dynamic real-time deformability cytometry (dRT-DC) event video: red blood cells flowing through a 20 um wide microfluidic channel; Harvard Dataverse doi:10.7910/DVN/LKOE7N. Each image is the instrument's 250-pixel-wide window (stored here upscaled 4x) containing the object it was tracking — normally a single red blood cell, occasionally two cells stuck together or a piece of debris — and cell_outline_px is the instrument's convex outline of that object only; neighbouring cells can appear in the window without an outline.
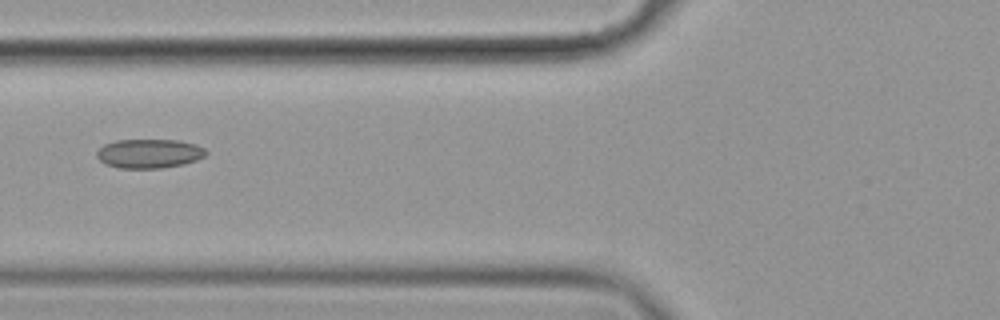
{"species": "common noctule bat (a hibernating species)", "species_latin": "Nyctalus noctula", "temperature_condition": "cold", "stored_images_in_passage": 6, "camera_frame_rate_fps": 3000, "um_per_image_px": 0.085, "animal": {"sex": "female", "body_mass_g": 19.9}, "frame": {"image": 1, "passage_image": 5, "time_ms": 1.333, "image_size_px": [1000, 320], "cell_outline_px": [[208, 152], [204, 156], [196, 160], [184, 164], [160, 168], [116, 168], [104, 164], [96, 156], [96, 152], [104, 144], [116, 140], [176, 140], [196, 144], [204, 148]], "centroid_in_image_um": [12.66, 13.05], "position_along_channel_um": 113.1, "area_um2": 18.61}}
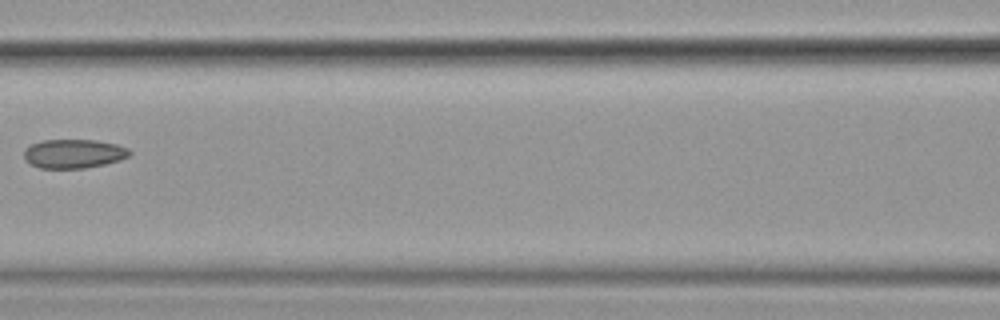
{"frame": {"image": 2, "passage_image": 6, "time_ms": 1.667, "image_size_px": [1000, 320], "cell_outline_px": [[132, 152], [128, 156], [120, 160], [104, 164], [84, 168], [40, 168], [32, 164], [24, 156], [24, 148], [40, 140], [96, 140], [116, 144], [128, 148]], "centroid_in_image_um": [6.28, 13.05], "position_along_channel_um": 160.3, "area_um2": 17.74}}